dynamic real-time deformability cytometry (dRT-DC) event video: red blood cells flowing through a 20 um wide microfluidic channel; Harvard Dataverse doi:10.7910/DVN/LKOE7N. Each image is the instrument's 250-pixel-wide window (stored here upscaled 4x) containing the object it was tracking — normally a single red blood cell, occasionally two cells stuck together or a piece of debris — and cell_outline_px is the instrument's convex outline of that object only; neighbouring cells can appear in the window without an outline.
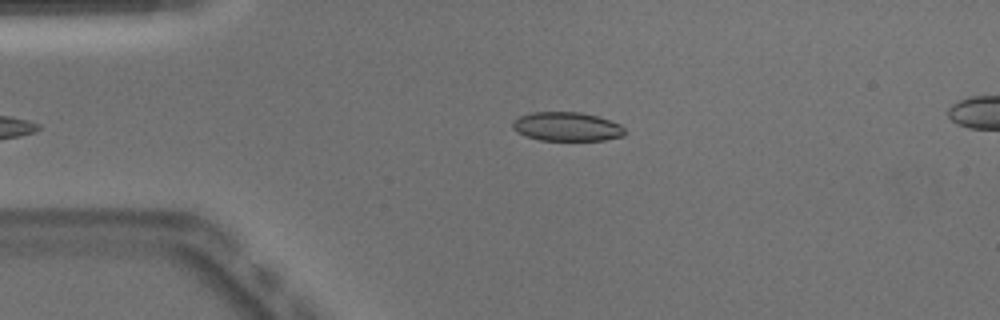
{"species": "Egyptian fruit bat (a non-hibernating species)", "species_latin": "Rousettus aegyptiacus", "temperature_condition": "warm", "stored_images_in_passage": 36, "camera_frame_rate_fps": 3000, "um_per_image_px": 0.085, "animal": {"sex": "male"}, "frame": {"image": 1, "passage_image": 2, "time_ms": 0.333, "image_size_px": [1000, 320], "cell_outline_px": [[624, 136], [604, 140], [540, 140], [516, 132], [512, 128], [512, 120], [520, 116], [532, 112], [580, 112], [596, 116], [620, 124], [624, 128]], "centroid_in_image_um": [48.16, 10.76], "position_along_channel_um": 36.8, "area_um2": 18.84}}
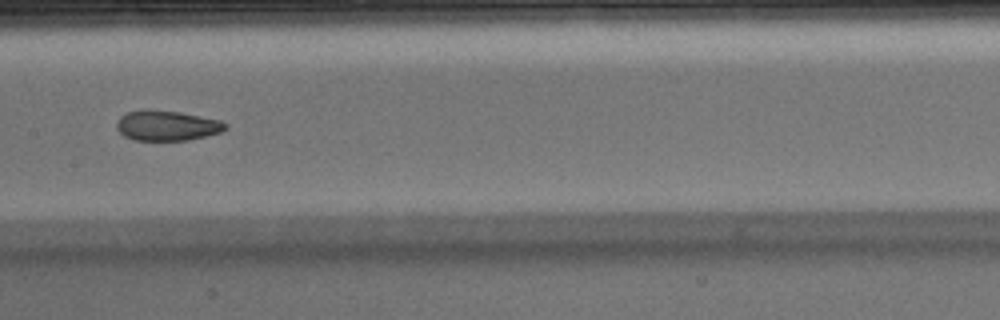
{"frame": {"image": 2, "passage_image": 16, "time_ms": 5.0, "image_size_px": [1000, 320], "cell_outline_px": [[228, 128], [220, 132], [188, 140], [136, 140], [124, 136], [116, 128], [116, 124], [120, 116], [128, 112], [144, 108], [180, 112], [220, 120], [228, 124]], "centroid_in_image_um": [14.17, 10.66], "position_along_channel_um": 193.2, "area_um2": 19.19}}
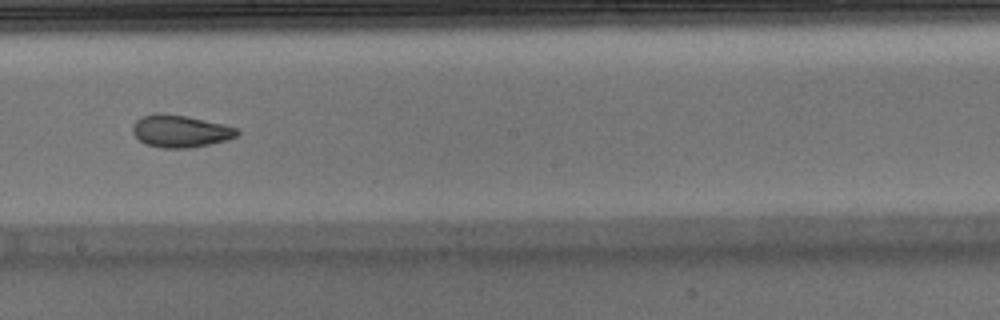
{"frame": {"image": 3, "passage_image": 19, "time_ms": 6.0, "image_size_px": [1000, 320], "cell_outline_px": [[240, 132], [236, 136], [228, 140], [192, 148], [164, 148], [144, 144], [132, 132], [132, 124], [140, 116], [156, 112], [164, 112], [188, 116], [224, 124], [236, 128]], "centroid_in_image_um": [15.3, 11.13], "position_along_channel_um": 232.9, "area_um2": 20.06}, "authors_computed_cell_mechanics": {"area_um2": 19.8832, "velocity_mm_per_s": 3.9767, "shape_relaxation_time_tau1_ms": 11.2663, "shape_relaxation_time_tau2_ms": 1.7024, "deformation_change_tau1": 0.2348, "deformation_change_tau2": 0.0688}}